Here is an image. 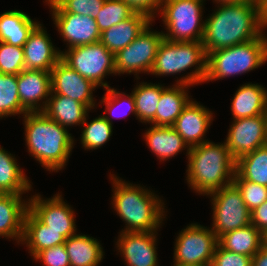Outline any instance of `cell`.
<instances>
[{
	"mask_svg": "<svg viewBox=\"0 0 267 266\" xmlns=\"http://www.w3.org/2000/svg\"><path fill=\"white\" fill-rule=\"evenodd\" d=\"M217 8L204 20L206 54L257 39L266 28L257 1L219 3Z\"/></svg>",
	"mask_w": 267,
	"mask_h": 266,
	"instance_id": "obj_1",
	"label": "cell"
},
{
	"mask_svg": "<svg viewBox=\"0 0 267 266\" xmlns=\"http://www.w3.org/2000/svg\"><path fill=\"white\" fill-rule=\"evenodd\" d=\"M23 118L29 154L47 171L63 169L74 147L69 130L43 112H27Z\"/></svg>",
	"mask_w": 267,
	"mask_h": 266,
	"instance_id": "obj_2",
	"label": "cell"
},
{
	"mask_svg": "<svg viewBox=\"0 0 267 266\" xmlns=\"http://www.w3.org/2000/svg\"><path fill=\"white\" fill-rule=\"evenodd\" d=\"M110 178L113 208L126 223L121 232H157L166 218L163 200L151 190L122 181L114 174Z\"/></svg>",
	"mask_w": 267,
	"mask_h": 266,
	"instance_id": "obj_3",
	"label": "cell"
},
{
	"mask_svg": "<svg viewBox=\"0 0 267 266\" xmlns=\"http://www.w3.org/2000/svg\"><path fill=\"white\" fill-rule=\"evenodd\" d=\"M186 180L190 189L208 195L233 183L236 173V160L226 143L208 141L191 147L188 152Z\"/></svg>",
	"mask_w": 267,
	"mask_h": 266,
	"instance_id": "obj_4",
	"label": "cell"
},
{
	"mask_svg": "<svg viewBox=\"0 0 267 266\" xmlns=\"http://www.w3.org/2000/svg\"><path fill=\"white\" fill-rule=\"evenodd\" d=\"M194 66L195 70L175 80L176 84L193 86L204 83L207 73V54L202 41L181 42L163 39L150 73L156 76L175 75Z\"/></svg>",
	"mask_w": 267,
	"mask_h": 266,
	"instance_id": "obj_5",
	"label": "cell"
},
{
	"mask_svg": "<svg viewBox=\"0 0 267 266\" xmlns=\"http://www.w3.org/2000/svg\"><path fill=\"white\" fill-rule=\"evenodd\" d=\"M267 61V36L207 54V73L204 82L248 73Z\"/></svg>",
	"mask_w": 267,
	"mask_h": 266,
	"instance_id": "obj_6",
	"label": "cell"
},
{
	"mask_svg": "<svg viewBox=\"0 0 267 266\" xmlns=\"http://www.w3.org/2000/svg\"><path fill=\"white\" fill-rule=\"evenodd\" d=\"M205 1V0H204ZM203 0H162L160 14L168 30L169 41H202L205 21L202 20Z\"/></svg>",
	"mask_w": 267,
	"mask_h": 266,
	"instance_id": "obj_7",
	"label": "cell"
},
{
	"mask_svg": "<svg viewBox=\"0 0 267 266\" xmlns=\"http://www.w3.org/2000/svg\"><path fill=\"white\" fill-rule=\"evenodd\" d=\"M61 59L81 76L104 89L110 87L107 81L103 82L105 76L116 75L114 54L100 41L61 51Z\"/></svg>",
	"mask_w": 267,
	"mask_h": 266,
	"instance_id": "obj_8",
	"label": "cell"
},
{
	"mask_svg": "<svg viewBox=\"0 0 267 266\" xmlns=\"http://www.w3.org/2000/svg\"><path fill=\"white\" fill-rule=\"evenodd\" d=\"M217 244L218 238L209 227L189 224L176 238L173 266H211Z\"/></svg>",
	"mask_w": 267,
	"mask_h": 266,
	"instance_id": "obj_9",
	"label": "cell"
},
{
	"mask_svg": "<svg viewBox=\"0 0 267 266\" xmlns=\"http://www.w3.org/2000/svg\"><path fill=\"white\" fill-rule=\"evenodd\" d=\"M213 215L211 230L217 238L221 235L251 224V211L243 201L240 190L234 183L210 194Z\"/></svg>",
	"mask_w": 267,
	"mask_h": 266,
	"instance_id": "obj_10",
	"label": "cell"
},
{
	"mask_svg": "<svg viewBox=\"0 0 267 266\" xmlns=\"http://www.w3.org/2000/svg\"><path fill=\"white\" fill-rule=\"evenodd\" d=\"M149 23L129 45L114 54L116 74H150L164 39L163 32L151 31Z\"/></svg>",
	"mask_w": 267,
	"mask_h": 266,
	"instance_id": "obj_11",
	"label": "cell"
},
{
	"mask_svg": "<svg viewBox=\"0 0 267 266\" xmlns=\"http://www.w3.org/2000/svg\"><path fill=\"white\" fill-rule=\"evenodd\" d=\"M52 11V18L68 48L93 44L100 41L101 32L96 20L66 12L55 0H45Z\"/></svg>",
	"mask_w": 267,
	"mask_h": 266,
	"instance_id": "obj_12",
	"label": "cell"
},
{
	"mask_svg": "<svg viewBox=\"0 0 267 266\" xmlns=\"http://www.w3.org/2000/svg\"><path fill=\"white\" fill-rule=\"evenodd\" d=\"M28 210L49 229L59 232L66 239L76 234L75 214L60 193L43 199L36 194L28 200Z\"/></svg>",
	"mask_w": 267,
	"mask_h": 266,
	"instance_id": "obj_13",
	"label": "cell"
},
{
	"mask_svg": "<svg viewBox=\"0 0 267 266\" xmlns=\"http://www.w3.org/2000/svg\"><path fill=\"white\" fill-rule=\"evenodd\" d=\"M266 114L233 121L225 140L232 157L241 156L266 145Z\"/></svg>",
	"mask_w": 267,
	"mask_h": 266,
	"instance_id": "obj_14",
	"label": "cell"
},
{
	"mask_svg": "<svg viewBox=\"0 0 267 266\" xmlns=\"http://www.w3.org/2000/svg\"><path fill=\"white\" fill-rule=\"evenodd\" d=\"M96 87L98 86L81 76L62 59L51 70V93L77 100L90 110L95 107L93 91Z\"/></svg>",
	"mask_w": 267,
	"mask_h": 266,
	"instance_id": "obj_15",
	"label": "cell"
},
{
	"mask_svg": "<svg viewBox=\"0 0 267 266\" xmlns=\"http://www.w3.org/2000/svg\"><path fill=\"white\" fill-rule=\"evenodd\" d=\"M157 232H120L116 247L127 266H159Z\"/></svg>",
	"mask_w": 267,
	"mask_h": 266,
	"instance_id": "obj_16",
	"label": "cell"
},
{
	"mask_svg": "<svg viewBox=\"0 0 267 266\" xmlns=\"http://www.w3.org/2000/svg\"><path fill=\"white\" fill-rule=\"evenodd\" d=\"M17 84L22 107L27 112H42L51 93V72L24 69L17 75Z\"/></svg>",
	"mask_w": 267,
	"mask_h": 266,
	"instance_id": "obj_17",
	"label": "cell"
},
{
	"mask_svg": "<svg viewBox=\"0 0 267 266\" xmlns=\"http://www.w3.org/2000/svg\"><path fill=\"white\" fill-rule=\"evenodd\" d=\"M212 114V111L205 108V106L190 100L172 127L183 138L189 148L195 147L209 141L204 136L212 123Z\"/></svg>",
	"mask_w": 267,
	"mask_h": 266,
	"instance_id": "obj_18",
	"label": "cell"
},
{
	"mask_svg": "<svg viewBox=\"0 0 267 266\" xmlns=\"http://www.w3.org/2000/svg\"><path fill=\"white\" fill-rule=\"evenodd\" d=\"M25 69L49 71L61 59V50L54 47L47 31L38 23L23 45Z\"/></svg>",
	"mask_w": 267,
	"mask_h": 266,
	"instance_id": "obj_19",
	"label": "cell"
},
{
	"mask_svg": "<svg viewBox=\"0 0 267 266\" xmlns=\"http://www.w3.org/2000/svg\"><path fill=\"white\" fill-rule=\"evenodd\" d=\"M27 210L28 201L23 200L22 195L0 193V237L20 243Z\"/></svg>",
	"mask_w": 267,
	"mask_h": 266,
	"instance_id": "obj_20",
	"label": "cell"
},
{
	"mask_svg": "<svg viewBox=\"0 0 267 266\" xmlns=\"http://www.w3.org/2000/svg\"><path fill=\"white\" fill-rule=\"evenodd\" d=\"M153 22L147 15L135 12L130 18L101 32L100 42L113 54L129 45Z\"/></svg>",
	"mask_w": 267,
	"mask_h": 266,
	"instance_id": "obj_21",
	"label": "cell"
},
{
	"mask_svg": "<svg viewBox=\"0 0 267 266\" xmlns=\"http://www.w3.org/2000/svg\"><path fill=\"white\" fill-rule=\"evenodd\" d=\"M233 120L267 113V89L252 83L241 85L231 102Z\"/></svg>",
	"mask_w": 267,
	"mask_h": 266,
	"instance_id": "obj_22",
	"label": "cell"
},
{
	"mask_svg": "<svg viewBox=\"0 0 267 266\" xmlns=\"http://www.w3.org/2000/svg\"><path fill=\"white\" fill-rule=\"evenodd\" d=\"M89 108L67 96L50 93L47 104L42 111L47 117L67 128L82 125L89 113Z\"/></svg>",
	"mask_w": 267,
	"mask_h": 266,
	"instance_id": "obj_23",
	"label": "cell"
},
{
	"mask_svg": "<svg viewBox=\"0 0 267 266\" xmlns=\"http://www.w3.org/2000/svg\"><path fill=\"white\" fill-rule=\"evenodd\" d=\"M150 126L143 137L160 161L168 160L186 148L188 156L190 148L172 126Z\"/></svg>",
	"mask_w": 267,
	"mask_h": 266,
	"instance_id": "obj_24",
	"label": "cell"
},
{
	"mask_svg": "<svg viewBox=\"0 0 267 266\" xmlns=\"http://www.w3.org/2000/svg\"><path fill=\"white\" fill-rule=\"evenodd\" d=\"M66 238L48 226L41 223L29 210L26 211L24 217L22 244H26L31 256H35L38 252L52 248L59 244H64ZM24 242V243H23Z\"/></svg>",
	"mask_w": 267,
	"mask_h": 266,
	"instance_id": "obj_25",
	"label": "cell"
},
{
	"mask_svg": "<svg viewBox=\"0 0 267 266\" xmlns=\"http://www.w3.org/2000/svg\"><path fill=\"white\" fill-rule=\"evenodd\" d=\"M190 85L175 84L166 87L159 99L155 115V126H172L183 108L189 103L191 98L188 96Z\"/></svg>",
	"mask_w": 267,
	"mask_h": 266,
	"instance_id": "obj_26",
	"label": "cell"
},
{
	"mask_svg": "<svg viewBox=\"0 0 267 266\" xmlns=\"http://www.w3.org/2000/svg\"><path fill=\"white\" fill-rule=\"evenodd\" d=\"M70 266H98L104 251L100 242L85 234H74L64 243Z\"/></svg>",
	"mask_w": 267,
	"mask_h": 266,
	"instance_id": "obj_27",
	"label": "cell"
},
{
	"mask_svg": "<svg viewBox=\"0 0 267 266\" xmlns=\"http://www.w3.org/2000/svg\"><path fill=\"white\" fill-rule=\"evenodd\" d=\"M38 23L18 10L4 12L0 14V41L23 47L30 32Z\"/></svg>",
	"mask_w": 267,
	"mask_h": 266,
	"instance_id": "obj_28",
	"label": "cell"
},
{
	"mask_svg": "<svg viewBox=\"0 0 267 266\" xmlns=\"http://www.w3.org/2000/svg\"><path fill=\"white\" fill-rule=\"evenodd\" d=\"M16 161L13 154L0 146V193L23 195L31 191V182Z\"/></svg>",
	"mask_w": 267,
	"mask_h": 266,
	"instance_id": "obj_29",
	"label": "cell"
},
{
	"mask_svg": "<svg viewBox=\"0 0 267 266\" xmlns=\"http://www.w3.org/2000/svg\"><path fill=\"white\" fill-rule=\"evenodd\" d=\"M218 244L225 250L253 257L261 249V232L250 224L221 235Z\"/></svg>",
	"mask_w": 267,
	"mask_h": 266,
	"instance_id": "obj_30",
	"label": "cell"
},
{
	"mask_svg": "<svg viewBox=\"0 0 267 266\" xmlns=\"http://www.w3.org/2000/svg\"><path fill=\"white\" fill-rule=\"evenodd\" d=\"M233 180H247L267 187V145L236 160Z\"/></svg>",
	"mask_w": 267,
	"mask_h": 266,
	"instance_id": "obj_31",
	"label": "cell"
},
{
	"mask_svg": "<svg viewBox=\"0 0 267 266\" xmlns=\"http://www.w3.org/2000/svg\"><path fill=\"white\" fill-rule=\"evenodd\" d=\"M166 87L161 84L141 82L132 90L135 100L137 119L142 123L155 126V115L162 91Z\"/></svg>",
	"mask_w": 267,
	"mask_h": 266,
	"instance_id": "obj_32",
	"label": "cell"
},
{
	"mask_svg": "<svg viewBox=\"0 0 267 266\" xmlns=\"http://www.w3.org/2000/svg\"><path fill=\"white\" fill-rule=\"evenodd\" d=\"M26 113L19 99L17 75L0 73V119Z\"/></svg>",
	"mask_w": 267,
	"mask_h": 266,
	"instance_id": "obj_33",
	"label": "cell"
},
{
	"mask_svg": "<svg viewBox=\"0 0 267 266\" xmlns=\"http://www.w3.org/2000/svg\"><path fill=\"white\" fill-rule=\"evenodd\" d=\"M88 116L81 125L84 129L81 132L80 140L85 150H95L109 141L113 132V125L103 117V114L87 123Z\"/></svg>",
	"mask_w": 267,
	"mask_h": 266,
	"instance_id": "obj_34",
	"label": "cell"
},
{
	"mask_svg": "<svg viewBox=\"0 0 267 266\" xmlns=\"http://www.w3.org/2000/svg\"><path fill=\"white\" fill-rule=\"evenodd\" d=\"M134 13L123 0H105L95 20L100 32H103L130 18Z\"/></svg>",
	"mask_w": 267,
	"mask_h": 266,
	"instance_id": "obj_35",
	"label": "cell"
},
{
	"mask_svg": "<svg viewBox=\"0 0 267 266\" xmlns=\"http://www.w3.org/2000/svg\"><path fill=\"white\" fill-rule=\"evenodd\" d=\"M25 69L23 47L0 41V73L18 75Z\"/></svg>",
	"mask_w": 267,
	"mask_h": 266,
	"instance_id": "obj_36",
	"label": "cell"
},
{
	"mask_svg": "<svg viewBox=\"0 0 267 266\" xmlns=\"http://www.w3.org/2000/svg\"><path fill=\"white\" fill-rule=\"evenodd\" d=\"M105 90H106V93L103 96V99L100 100V101H101V104L104 103L106 105L105 106L106 109H104L105 110L104 113L106 114L107 112H109L107 114H109L110 116L103 115V117L107 121H109L112 124V119H110L112 116L116 117L118 115L117 117L119 118V115L120 114H117L113 110H115V107L118 108V106L120 104L123 105V103L128 106L127 107L128 110H127V112L123 113L122 116L123 115L125 116L126 114L133 113L136 116V118H137L135 100H134V97H133L132 93H130V95H127V94L122 93V92L120 93L119 91H117L116 89L111 88V87H109V88H107ZM116 105H118V106H116Z\"/></svg>",
	"mask_w": 267,
	"mask_h": 266,
	"instance_id": "obj_37",
	"label": "cell"
},
{
	"mask_svg": "<svg viewBox=\"0 0 267 266\" xmlns=\"http://www.w3.org/2000/svg\"><path fill=\"white\" fill-rule=\"evenodd\" d=\"M250 211L267 200V187L247 180H233Z\"/></svg>",
	"mask_w": 267,
	"mask_h": 266,
	"instance_id": "obj_38",
	"label": "cell"
},
{
	"mask_svg": "<svg viewBox=\"0 0 267 266\" xmlns=\"http://www.w3.org/2000/svg\"><path fill=\"white\" fill-rule=\"evenodd\" d=\"M66 12L96 19L105 0H55Z\"/></svg>",
	"mask_w": 267,
	"mask_h": 266,
	"instance_id": "obj_39",
	"label": "cell"
},
{
	"mask_svg": "<svg viewBox=\"0 0 267 266\" xmlns=\"http://www.w3.org/2000/svg\"><path fill=\"white\" fill-rule=\"evenodd\" d=\"M211 266H252V257L225 250L217 244Z\"/></svg>",
	"mask_w": 267,
	"mask_h": 266,
	"instance_id": "obj_40",
	"label": "cell"
},
{
	"mask_svg": "<svg viewBox=\"0 0 267 266\" xmlns=\"http://www.w3.org/2000/svg\"><path fill=\"white\" fill-rule=\"evenodd\" d=\"M33 258L36 261H41L43 266H70L64 244L46 248L38 252Z\"/></svg>",
	"mask_w": 267,
	"mask_h": 266,
	"instance_id": "obj_41",
	"label": "cell"
},
{
	"mask_svg": "<svg viewBox=\"0 0 267 266\" xmlns=\"http://www.w3.org/2000/svg\"><path fill=\"white\" fill-rule=\"evenodd\" d=\"M134 12L147 15L154 21V14L160 11L162 0H123Z\"/></svg>",
	"mask_w": 267,
	"mask_h": 266,
	"instance_id": "obj_42",
	"label": "cell"
},
{
	"mask_svg": "<svg viewBox=\"0 0 267 266\" xmlns=\"http://www.w3.org/2000/svg\"><path fill=\"white\" fill-rule=\"evenodd\" d=\"M251 224L260 232L267 229V200L251 211Z\"/></svg>",
	"mask_w": 267,
	"mask_h": 266,
	"instance_id": "obj_43",
	"label": "cell"
},
{
	"mask_svg": "<svg viewBox=\"0 0 267 266\" xmlns=\"http://www.w3.org/2000/svg\"><path fill=\"white\" fill-rule=\"evenodd\" d=\"M252 266H267V250L260 249L253 257H252Z\"/></svg>",
	"mask_w": 267,
	"mask_h": 266,
	"instance_id": "obj_44",
	"label": "cell"
},
{
	"mask_svg": "<svg viewBox=\"0 0 267 266\" xmlns=\"http://www.w3.org/2000/svg\"><path fill=\"white\" fill-rule=\"evenodd\" d=\"M258 3L259 13L264 26L267 28V0H256Z\"/></svg>",
	"mask_w": 267,
	"mask_h": 266,
	"instance_id": "obj_45",
	"label": "cell"
},
{
	"mask_svg": "<svg viewBox=\"0 0 267 266\" xmlns=\"http://www.w3.org/2000/svg\"><path fill=\"white\" fill-rule=\"evenodd\" d=\"M261 248L267 250V229L261 232Z\"/></svg>",
	"mask_w": 267,
	"mask_h": 266,
	"instance_id": "obj_46",
	"label": "cell"
},
{
	"mask_svg": "<svg viewBox=\"0 0 267 266\" xmlns=\"http://www.w3.org/2000/svg\"><path fill=\"white\" fill-rule=\"evenodd\" d=\"M213 1L219 4V3L246 2V1H256V0H213Z\"/></svg>",
	"mask_w": 267,
	"mask_h": 266,
	"instance_id": "obj_47",
	"label": "cell"
},
{
	"mask_svg": "<svg viewBox=\"0 0 267 266\" xmlns=\"http://www.w3.org/2000/svg\"><path fill=\"white\" fill-rule=\"evenodd\" d=\"M266 125H267V113H266ZM266 145H267V132H266Z\"/></svg>",
	"mask_w": 267,
	"mask_h": 266,
	"instance_id": "obj_48",
	"label": "cell"
}]
</instances>
